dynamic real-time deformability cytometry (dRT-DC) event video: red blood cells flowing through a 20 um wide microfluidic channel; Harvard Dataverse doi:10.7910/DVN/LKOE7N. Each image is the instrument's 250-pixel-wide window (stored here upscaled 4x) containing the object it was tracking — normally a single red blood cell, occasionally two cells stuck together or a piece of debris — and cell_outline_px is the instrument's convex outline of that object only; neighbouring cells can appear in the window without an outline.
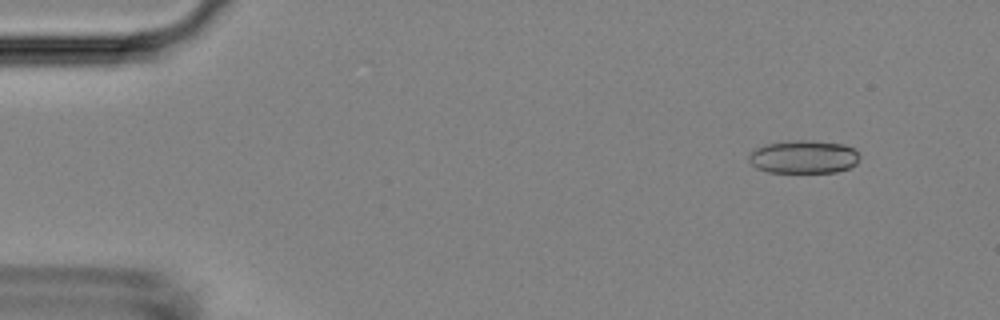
{"species": "Egyptian fruit bat (a non-hibernating species)", "species_latin": "Rousettus aegyptiacus", "temperature_condition": "room temperature", "stored_images_in_passage": 6, "camera_frame_rate_fps": 3000, "um_per_image_px": 0.085, "animal": {"sex": "female"}, "frame": {"image": 1, "passage_image": 2, "time_ms": 0.333, "image_size_px": [1000, 320], "cell_outline_px": [[860, 156], [856, 164], [848, 168], [836, 172], [768, 172], [756, 168], [748, 160], [748, 156], [756, 148], [764, 144], [788, 140], [812, 140], [844, 144], [852, 148]], "centroid_in_image_um": [68.29, 13.32], "position_along_channel_um": 16.7, "area_um2": 21.5}}
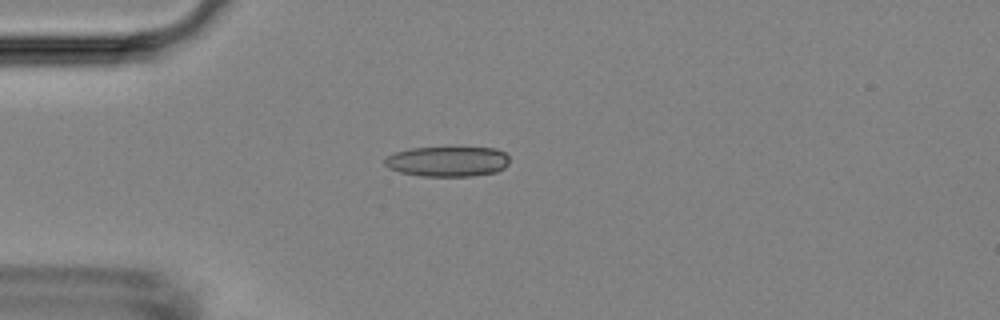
{"frame": {"image": 2, "passage_image": 4, "time_ms": 1.0, "image_size_px": [1000, 320], "cell_outline_px": [[508, 164], [504, 168], [496, 172], [472, 176], [420, 176], [400, 172], [388, 168], [384, 164], [384, 160], [388, 156], [396, 152], [412, 148], [448, 144], [496, 148], [504, 152], [508, 156]], "centroid_in_image_um": [38.07, 13.66], "position_along_channel_um": 46.9, "area_um2": 23.06}}